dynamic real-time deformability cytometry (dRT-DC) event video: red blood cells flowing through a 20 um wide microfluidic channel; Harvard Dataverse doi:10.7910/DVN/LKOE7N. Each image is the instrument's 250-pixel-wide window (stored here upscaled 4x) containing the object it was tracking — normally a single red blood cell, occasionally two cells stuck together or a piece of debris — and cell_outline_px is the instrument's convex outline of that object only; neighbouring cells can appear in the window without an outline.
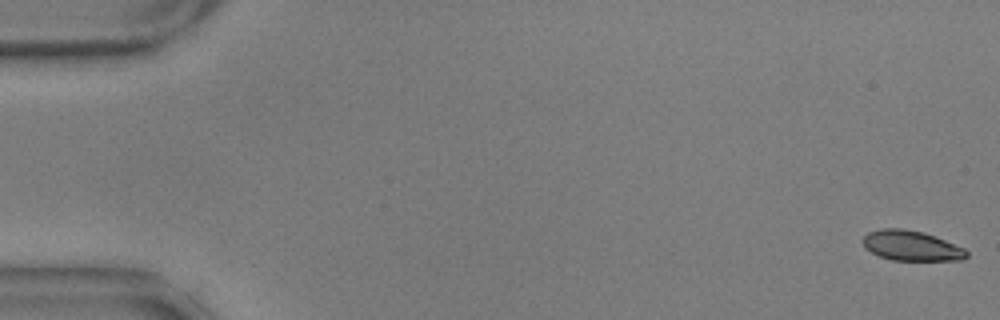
{"species": "common noctule bat (a hibernating species)", "species_latin": "Nyctalus noctula", "temperature_condition": "warm", "stored_images_in_passage": 57, "camera_frame_rate_fps": 3000, "um_per_image_px": 0.085, "animal": {"sex": "male", "body_mass_g": 17.9, "forearm_length_mm": 54.2}, "frame": {"image": 1, "passage_image": 1, "time_ms": 0.0, "image_size_px": [1000, 320], "cell_outline_px": [[968, 256], [964, 260], [892, 260], [880, 256], [864, 248], [860, 240], [868, 232], [880, 228], [904, 228], [924, 232], [936, 236], [964, 248], [968, 252]], "centroid_in_image_um": [77.44, 20.87], "position_along_channel_um": 7.6, "area_um2": 18.44}}
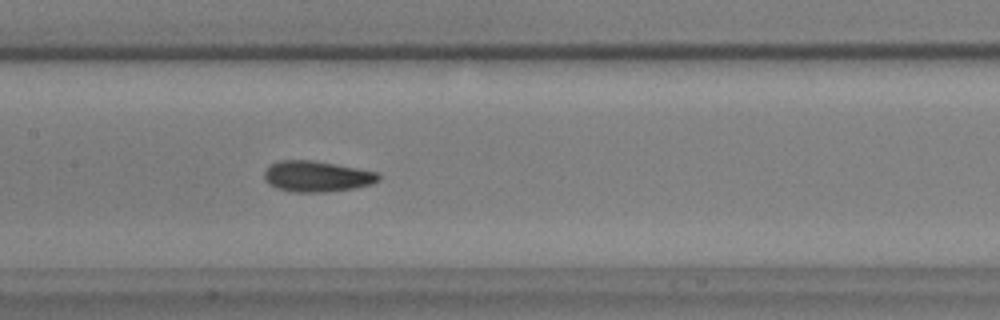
{"frame": {"image": 2, "passage_image": 28, "time_ms": 9.0, "image_size_px": [1000, 320], "cell_outline_px": [[380, 180], [372, 184], [352, 188], [328, 192], [292, 192], [276, 188], [268, 184], [264, 180], [264, 172], [272, 164], [280, 160], [312, 160], [336, 164], [376, 172], [380, 176]], "centroid_in_image_um": [26.91, 15.0], "position_along_channel_um": 180.5, "area_um2": 20.52}}
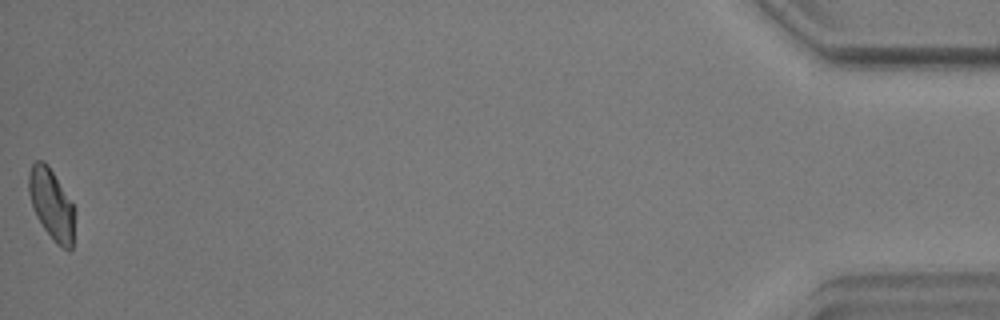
{"frame": {"image": 3, "passage_image": 57, "time_ms": 18.667, "image_size_px": [1000, 320], "cell_outline_px": [[76, 208], [72, 248], [68, 252], [56, 244], [44, 228], [36, 216], [28, 192], [28, 172], [32, 164], [36, 160], [44, 160], [48, 164]], "centroid_in_image_um": [4.4, 17.37], "position_along_channel_um": 430.8, "area_um2": 19.31}, "authors_computed_cell_mechanics": {"area_um2": 19.941, "velocity_mm_per_s": 3.5582, "shape_relaxation_time_tau1_ms": 4.2477, "shape_relaxation_time_tau2_ms": 1.3139, "deformation_change_tau1": 0.1143, "deformation_change_tau2": 0.0539}}